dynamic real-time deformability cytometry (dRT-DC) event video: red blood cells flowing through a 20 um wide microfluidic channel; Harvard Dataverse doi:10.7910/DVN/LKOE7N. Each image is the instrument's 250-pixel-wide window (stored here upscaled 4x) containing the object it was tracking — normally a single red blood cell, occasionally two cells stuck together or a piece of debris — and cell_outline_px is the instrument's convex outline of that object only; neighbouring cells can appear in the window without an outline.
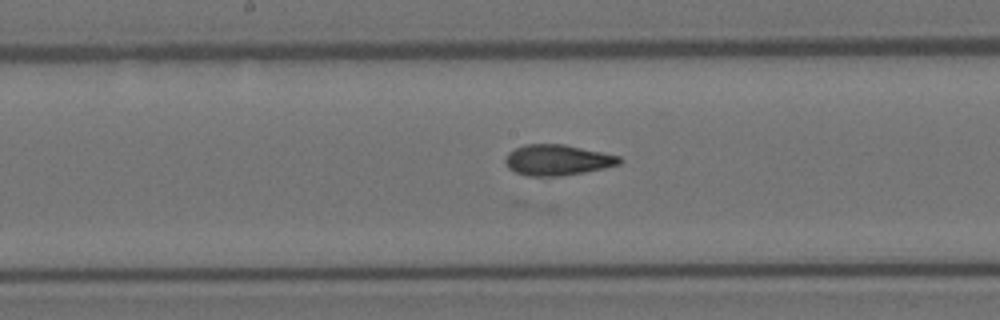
{"species": "Egyptian fruit bat (a non-hibernating species)", "species_latin": "Rousettus aegyptiacus", "temperature_condition": "room temperature", "stored_images_in_passage": 17, "camera_frame_rate_fps": 3000, "um_per_image_px": 0.085, "animal": {"sex": "female"}, "frame": {"image": 1, "passage_image": 15, "time_ms": 4.667, "image_size_px": [1000, 320], "cell_outline_px": [[624, 160], [620, 164], [604, 168], [584, 172], [560, 176], [528, 176], [516, 172], [508, 168], [504, 164], [504, 160], [508, 152], [524, 144], [564, 144], [620, 156]], "centroid_in_image_um": [47.37, 13.6], "position_along_channel_um": 200.8, "area_um2": 20.52}}